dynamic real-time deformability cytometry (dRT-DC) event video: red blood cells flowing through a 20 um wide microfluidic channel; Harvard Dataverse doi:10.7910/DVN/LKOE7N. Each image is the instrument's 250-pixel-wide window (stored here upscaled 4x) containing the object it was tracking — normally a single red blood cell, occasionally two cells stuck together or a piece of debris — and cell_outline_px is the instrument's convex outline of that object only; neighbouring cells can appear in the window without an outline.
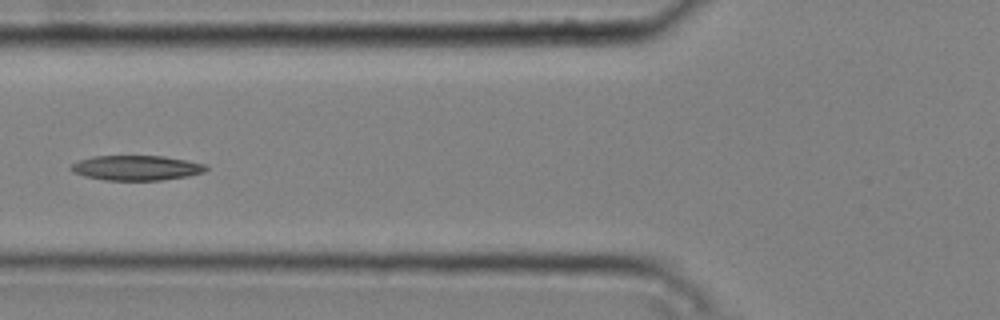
{"species": "common noctule bat (a hibernating species)", "species_latin": "Nyctalus noctula", "temperature_condition": "cold", "stored_images_in_passage": 6, "camera_frame_rate_fps": 3000, "um_per_image_px": 0.085, "animal": {"sex": "male", "body_mass_g": 20.4}, "frame": {"image": 1, "passage_image": 6, "time_ms": 1.667, "image_size_px": [1000, 320], "cell_outline_px": [[208, 168], [204, 172], [188, 176], [160, 180], [104, 180], [84, 176], [72, 172], [68, 168], [72, 164], [80, 160], [92, 156], [164, 156], [208, 164]], "centroid_in_image_um": [11.59, 14.27], "position_along_channel_um": 114.2, "area_um2": 19.71}}